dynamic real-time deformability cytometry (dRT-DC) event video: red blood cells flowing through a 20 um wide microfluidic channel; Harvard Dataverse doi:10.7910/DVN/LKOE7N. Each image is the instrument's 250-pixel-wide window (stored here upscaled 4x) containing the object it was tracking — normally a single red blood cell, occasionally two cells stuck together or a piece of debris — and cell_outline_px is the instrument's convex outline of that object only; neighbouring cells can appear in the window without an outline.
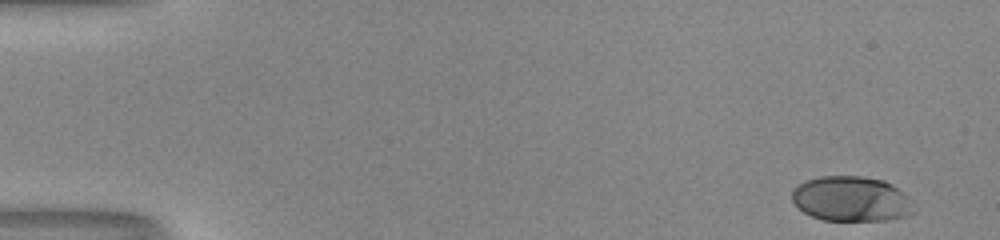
{"species": "human", "species_latin": "Homo sapiens", "temperature_condition": "room temperature", "stored_images_in_passage": 15, "camera_frame_rate_fps": 3000, "um_per_image_px": 0.085, "donor": {"sex": "male"}, "frame": {"image": 1, "passage_image": 1, "time_ms": 0.0, "image_size_px": [1000, 240], "cell_outline_px": [[916, 212], [908, 216], [888, 220], [824, 220], [812, 216], [804, 212], [792, 200], [792, 188], [804, 180], [820, 176], [860, 176], [884, 180], [892, 184], [904, 196]], "centroid_in_image_um": [72.31, 16.9], "position_along_channel_um": 12.7, "area_um2": 31.79}}
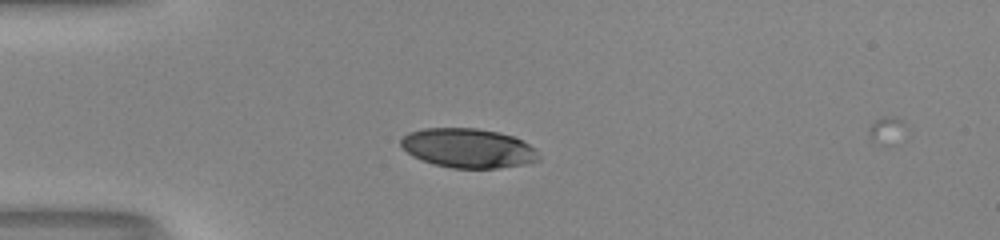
{"frame": {"image": 2, "passage_image": 13, "time_ms": 4.0, "image_size_px": [1000, 240], "cell_outline_px": [[540, 160], [528, 164], [496, 168], [452, 168], [432, 164], [412, 156], [400, 144], [400, 140], [408, 132], [424, 128], [476, 128], [500, 132], [512, 136], [536, 148], [540, 156]], "centroid_in_image_um": [39.81, 12.59], "position_along_channel_um": 45.2, "area_um2": 31.79}}